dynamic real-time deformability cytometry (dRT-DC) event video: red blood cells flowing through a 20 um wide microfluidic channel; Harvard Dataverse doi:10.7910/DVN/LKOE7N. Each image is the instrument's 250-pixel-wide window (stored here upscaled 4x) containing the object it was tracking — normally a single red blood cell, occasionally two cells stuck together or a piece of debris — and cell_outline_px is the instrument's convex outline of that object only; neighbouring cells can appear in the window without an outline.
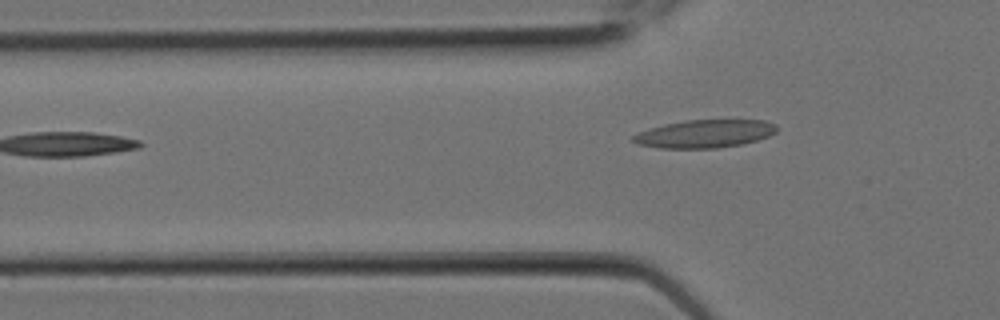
{"species": "Egyptian fruit bat (a non-hibernating species)", "species_latin": "Rousettus aegyptiacus", "temperature_condition": "room temperature", "stored_images_in_passage": 3, "camera_frame_rate_fps": 3000, "um_per_image_px": 0.085, "animal": {"sex": "female"}, "frame": {"image": 1, "passage_image": 3, "time_ms": 0.667, "image_size_px": [1000, 320], "cell_outline_px": [[776, 132], [768, 136], [756, 140], [740, 144], [716, 148], [660, 148], [636, 144], [632, 140], [632, 136], [640, 132], [664, 124], [684, 120], [764, 120], [776, 124]], "centroid_in_image_um": [59.89, 11.37], "position_along_channel_um": 65.9, "area_um2": 23.24}}